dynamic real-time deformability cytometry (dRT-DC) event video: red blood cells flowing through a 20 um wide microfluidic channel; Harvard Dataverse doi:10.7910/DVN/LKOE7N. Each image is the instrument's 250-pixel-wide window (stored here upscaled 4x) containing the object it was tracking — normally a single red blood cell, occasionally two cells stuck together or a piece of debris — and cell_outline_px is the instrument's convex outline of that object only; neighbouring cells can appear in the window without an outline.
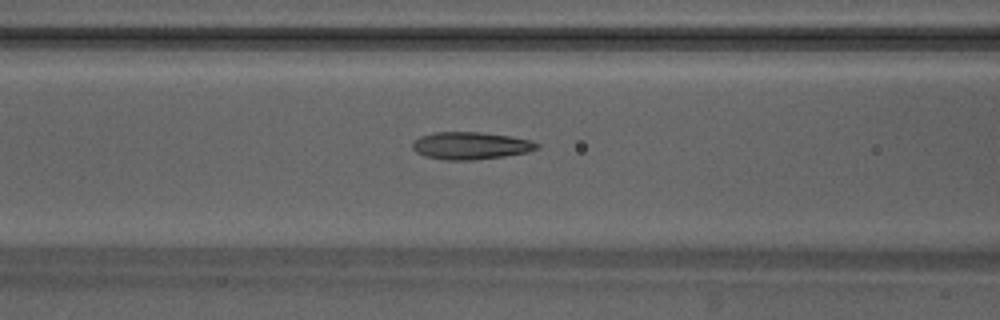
{"species": "Egyptian fruit bat (a non-hibernating species)", "species_latin": "Rousettus aegyptiacus", "temperature_condition": "warm", "stored_images_in_passage": 23, "camera_frame_rate_fps": 3000, "um_per_image_px": 0.085, "animal": {"sex": "male"}, "frame": {"image": 1, "passage_image": 5, "time_ms": 1.333, "image_size_px": [1000, 320], "cell_outline_px": [[540, 148], [528, 152], [504, 156], [472, 160], [444, 160], [424, 156], [416, 152], [412, 148], [412, 144], [420, 136], [432, 132], [480, 132], [512, 136], [528, 140], [540, 144]], "centroid_in_image_um": [40.0, 12.38], "position_along_channel_um": 126.6, "area_um2": 19.94}}
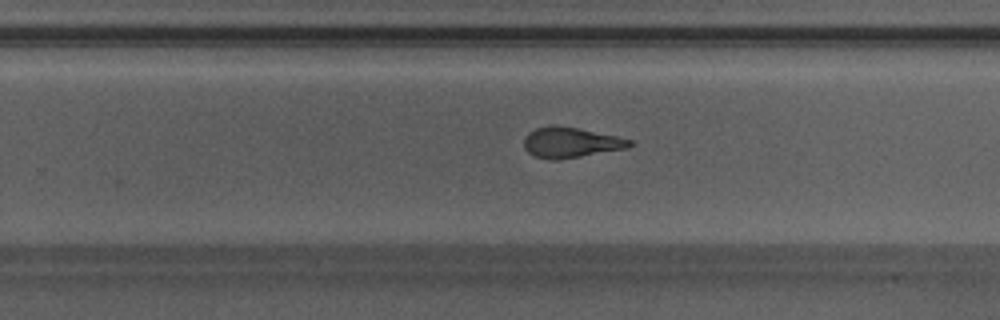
{"frame": {"image": 2, "passage_image": 16, "time_ms": 5.0, "image_size_px": [1000, 320], "cell_outline_px": [[636, 144], [628, 148], [556, 160], [548, 160], [536, 156], [528, 152], [524, 148], [524, 136], [528, 132], [536, 128], [552, 124], [576, 128], [616, 136], [632, 140]], "centroid_in_image_um": [48.5, 12.11], "position_along_channel_um": 281.3, "area_um2": 18.73}}
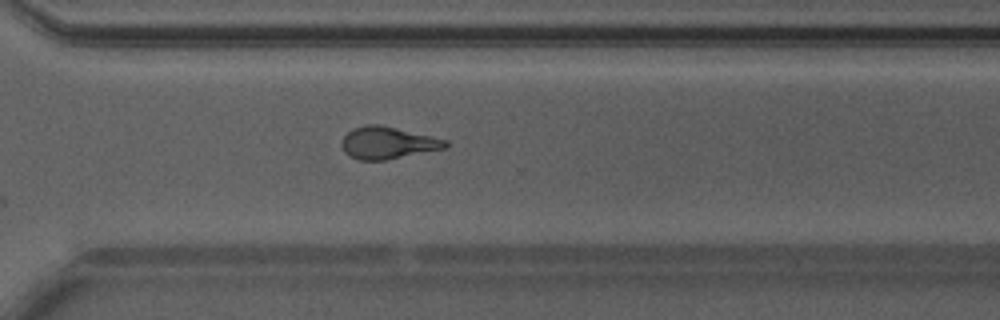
{"frame": {"image": 3, "passage_image": 20, "time_ms": 6.333, "image_size_px": [1000, 320], "cell_outline_px": [[448, 144], [444, 148], [384, 160], [360, 160], [348, 156], [344, 152], [340, 144], [344, 136], [352, 128], [368, 124], [380, 124], [448, 140]], "centroid_in_image_um": [32.9, 12.13], "position_along_channel_um": 337.7, "area_um2": 19.31}, "authors_computed_cell_mechanics": {"area_um2": 19.3052, "velocity_mm_per_s": 4.2231, "shape_relaxation_time_tau1_ms": null, "shape_relaxation_time_tau2_ms": 2.1225, "deformation_change_tau1": null, "deformation_change_tau2": 0.1082}}